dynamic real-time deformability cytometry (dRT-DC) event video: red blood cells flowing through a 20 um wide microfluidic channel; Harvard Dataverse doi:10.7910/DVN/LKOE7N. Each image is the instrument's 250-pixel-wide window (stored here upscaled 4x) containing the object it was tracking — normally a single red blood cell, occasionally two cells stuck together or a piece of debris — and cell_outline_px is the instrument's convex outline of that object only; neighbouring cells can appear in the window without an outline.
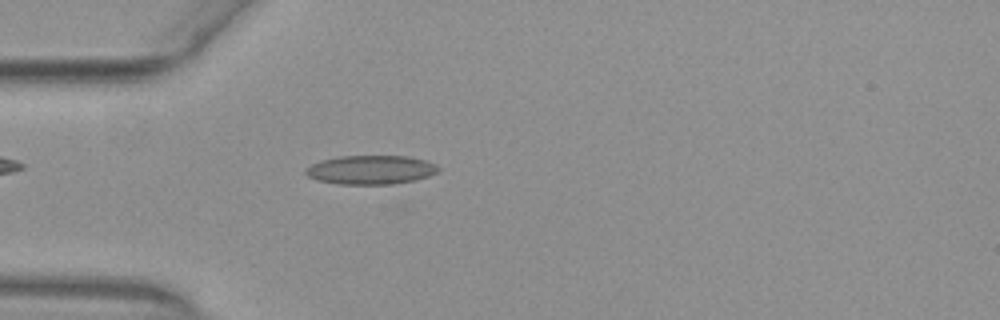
{"species": "common noctule bat (a hibernating species)", "species_latin": "Nyctalus noctula", "temperature_condition": "warm", "stored_images_in_passage": 40, "camera_frame_rate_fps": 3000, "um_per_image_px": 0.085, "animal": {"sex": "female", "body_mass_g": 29.2, "forearm_length_mm": 56.3}, "frame": {"image": 1, "passage_image": 3, "time_ms": 0.667, "image_size_px": [1000, 320], "cell_outline_px": [[440, 172], [416, 180], [392, 184], [336, 184], [316, 180], [308, 176], [304, 172], [304, 168], [320, 160], [340, 156], [408, 156], [428, 160], [436, 164], [440, 168]], "centroid_in_image_um": [31.53, 14.43], "position_along_channel_um": 53.5, "area_um2": 22.72}}
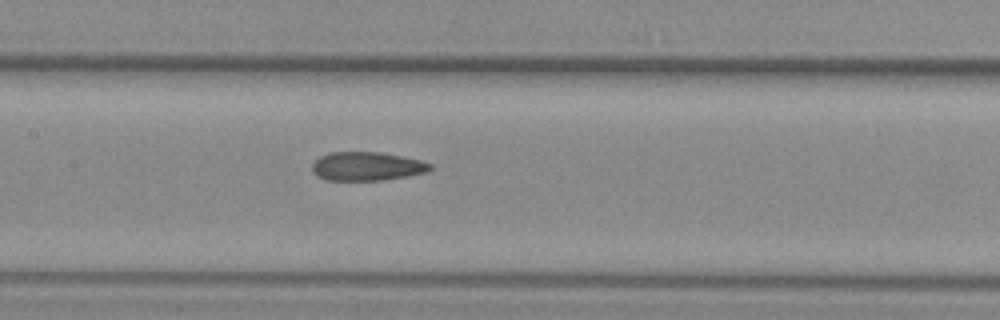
{"frame": {"image": 2, "passage_image": 13, "time_ms": 4.0, "image_size_px": [1000, 320], "cell_outline_px": [[432, 168], [428, 172], [408, 176], [384, 180], [328, 180], [316, 176], [312, 172], [312, 164], [320, 156], [328, 152], [380, 152], [420, 160], [432, 164]], "centroid_in_image_um": [31.18, 14.14], "position_along_channel_um": 176.2, "area_um2": 19.83}}
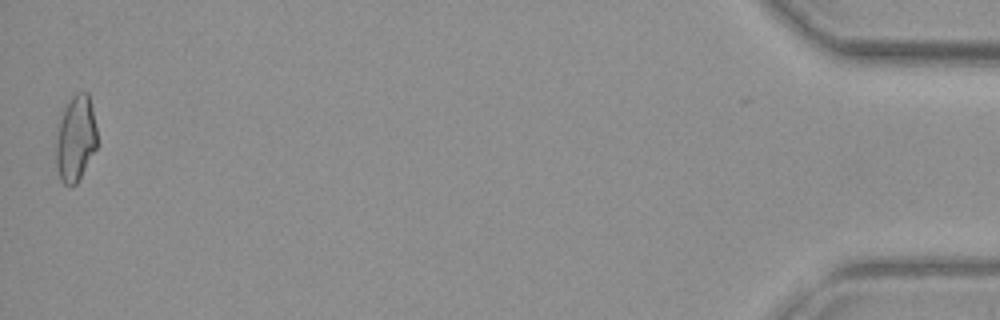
{"frame": {"image": 3, "passage_image": 40, "time_ms": 13.0, "image_size_px": [1000, 320], "cell_outline_px": [[96, 148], [76, 184], [68, 188], [60, 180], [56, 164], [56, 136], [60, 120], [64, 108], [68, 100], [76, 92], [88, 92], [92, 108], [96, 128]], "centroid_in_image_um": [6.41, 11.78], "position_along_channel_um": 428.8, "area_um2": 20.52}, "authors_computed_cell_mechanics": {"area_um2": 20.2589, "velocity_mm_per_s": 3.9096, "shape_relaxation_time_tau1_ms": null, "shape_relaxation_time_tau2_ms": 2.5762, "deformation_change_tau1": null, "deformation_change_tau2": 0.1053}}